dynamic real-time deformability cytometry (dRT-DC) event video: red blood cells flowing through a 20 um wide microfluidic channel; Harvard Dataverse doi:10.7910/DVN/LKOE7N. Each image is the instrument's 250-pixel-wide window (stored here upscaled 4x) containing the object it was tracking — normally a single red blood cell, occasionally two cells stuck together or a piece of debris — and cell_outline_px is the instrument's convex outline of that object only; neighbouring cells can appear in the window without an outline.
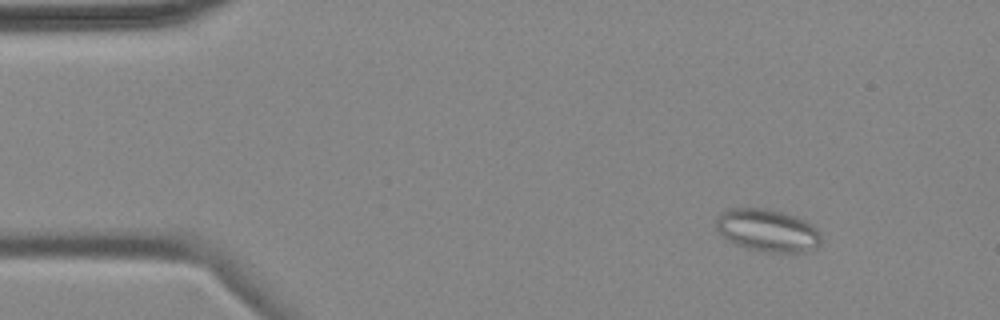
{"species": "common noctule bat (a hibernating species)", "species_latin": "Nyctalus noctula", "temperature_condition": "cold", "stored_images_in_passage": 4, "camera_frame_rate_fps": 3000, "um_per_image_px": 0.085, "animal": {"sex": "female", "body_mass_g": 18.4}, "frame": {"image": 1, "passage_image": 2, "time_ms": 1.0, "image_size_px": [1000, 320], "cell_outline_px": [[820, 244], [816, 248], [804, 252], [768, 252], [748, 248], [736, 244], [728, 240], [716, 228], [716, 220], [720, 212], [728, 208], [764, 208], [796, 216], [812, 224], [820, 232]], "centroid_in_image_um": [65.24, 19.58], "position_along_channel_um": 19.8, "area_um2": 25.95}}